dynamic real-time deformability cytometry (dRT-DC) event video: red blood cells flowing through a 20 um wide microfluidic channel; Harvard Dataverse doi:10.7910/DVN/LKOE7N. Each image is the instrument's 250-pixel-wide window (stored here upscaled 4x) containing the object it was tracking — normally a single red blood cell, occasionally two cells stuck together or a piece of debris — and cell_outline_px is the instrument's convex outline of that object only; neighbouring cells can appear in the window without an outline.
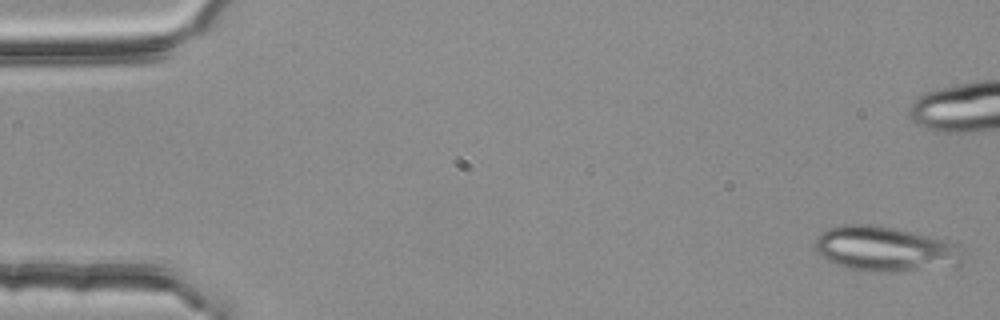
{"species": "common noctule bat (a hibernating species)", "species_latin": "Nyctalus noctula", "temperature_condition": "room temperature", "stored_images_in_passage": 2, "camera_frame_rate_fps": 3000, "um_per_image_px": 0.085, "animal": {"sex": "female", "body_mass_g": 25.1}, "frame": {"image": 1, "passage_image": 2, "time_ms": 0.333, "image_size_px": [1000, 320], "cell_outline_px": [[964, 260], [960, 264], [888, 272], [880, 272], [852, 268], [836, 264], [824, 260], [816, 252], [816, 236], [820, 232], [828, 228], [844, 224], [880, 224], [944, 240], [964, 248]], "centroid_in_image_um": [75.2, 21.13], "position_along_channel_um": 9.8, "area_um2": 38.61}}